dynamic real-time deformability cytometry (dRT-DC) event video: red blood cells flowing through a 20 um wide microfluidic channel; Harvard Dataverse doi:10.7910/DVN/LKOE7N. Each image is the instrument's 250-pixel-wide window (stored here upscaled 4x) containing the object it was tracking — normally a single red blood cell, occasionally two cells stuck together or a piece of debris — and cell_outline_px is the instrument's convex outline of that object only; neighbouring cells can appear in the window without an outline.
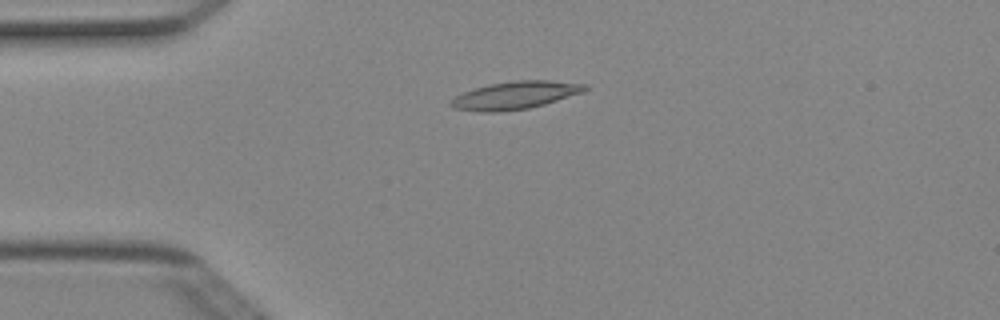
{"species": "Egyptian fruit bat (a non-hibernating species)", "species_latin": "Rousettus aegyptiacus", "temperature_condition": "cold", "stored_images_in_passage": 8, "camera_frame_rate_fps": 3000, "um_per_image_px": 0.085, "animal": {"sex": "female"}, "frame": {"image": 1, "passage_image": 4, "time_ms": 1.0, "image_size_px": [1000, 320], "cell_outline_px": [[588, 88], [584, 92], [544, 104], [528, 108], [496, 112], [484, 112], [452, 108], [448, 104], [448, 100], [464, 92], [488, 84], [516, 80], [548, 80], [588, 84]], "centroid_in_image_um": [43.78, 8.09], "position_along_channel_um": 41.2, "area_um2": 21.68}}
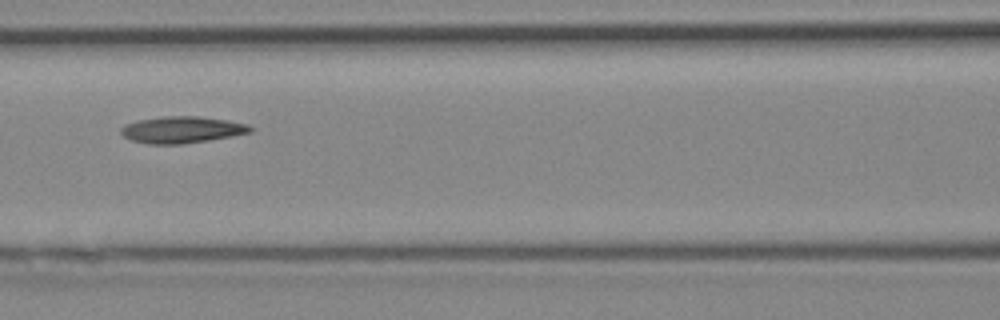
{"frame": {"image": 2, "passage_image": 7, "time_ms": 2.0, "image_size_px": [1000, 320], "cell_outline_px": [[252, 132], [232, 136], [184, 144], [148, 144], [132, 140], [124, 136], [120, 132], [120, 128], [124, 124], [136, 120], [164, 116], [196, 116], [224, 120], [248, 124], [252, 128]], "centroid_in_image_um": [15.42, 11.03], "position_along_channel_um": 151.2, "area_um2": 20.06}}
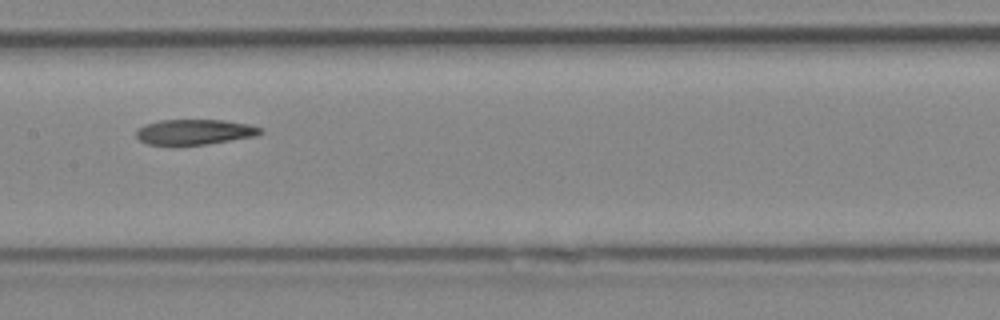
{"frame": {"image": 3, "passage_image": 8, "time_ms": 2.333, "image_size_px": [1000, 320], "cell_outline_px": [[264, 132], [256, 136], [204, 144], [176, 148], [172, 148], [148, 144], [140, 140], [136, 136], [136, 128], [144, 124], [160, 120], [224, 120], [248, 124], [264, 128]], "centroid_in_image_um": [16.48, 11.25], "position_along_channel_um": 190.9, "area_um2": 19.07}}